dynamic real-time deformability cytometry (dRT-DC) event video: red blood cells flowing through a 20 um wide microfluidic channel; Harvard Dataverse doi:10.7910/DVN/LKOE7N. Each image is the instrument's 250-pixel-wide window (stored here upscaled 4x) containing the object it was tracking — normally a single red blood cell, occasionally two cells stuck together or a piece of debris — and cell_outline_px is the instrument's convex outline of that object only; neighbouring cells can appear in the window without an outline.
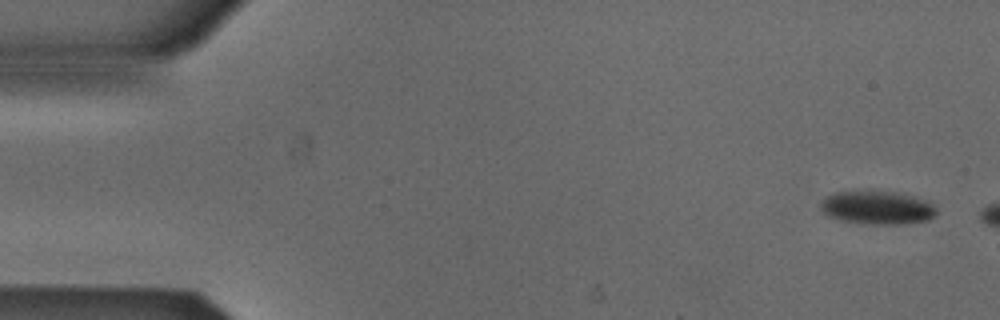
{"species": "Egyptian fruit bat (a non-hibernating species)", "species_latin": "Rousettus aegyptiacus", "temperature_condition": "cold", "stored_images_in_passage": 3, "camera_frame_rate_fps": 3000, "um_per_image_px": 0.085, "animal": {"sex": "male"}, "frame": {"image": 1, "passage_image": 1, "time_ms": 0.0, "image_size_px": [1000, 320], "cell_outline_px": [[936, 216], [928, 220], [908, 224], [864, 224], [840, 220], [824, 216], [820, 208], [820, 200], [824, 196], [836, 192], [868, 188], [872, 188], [896, 192], [928, 200], [936, 208]], "centroid_in_image_um": [74.51, 17.61], "position_along_channel_um": 10.5, "area_um2": 23.76}}